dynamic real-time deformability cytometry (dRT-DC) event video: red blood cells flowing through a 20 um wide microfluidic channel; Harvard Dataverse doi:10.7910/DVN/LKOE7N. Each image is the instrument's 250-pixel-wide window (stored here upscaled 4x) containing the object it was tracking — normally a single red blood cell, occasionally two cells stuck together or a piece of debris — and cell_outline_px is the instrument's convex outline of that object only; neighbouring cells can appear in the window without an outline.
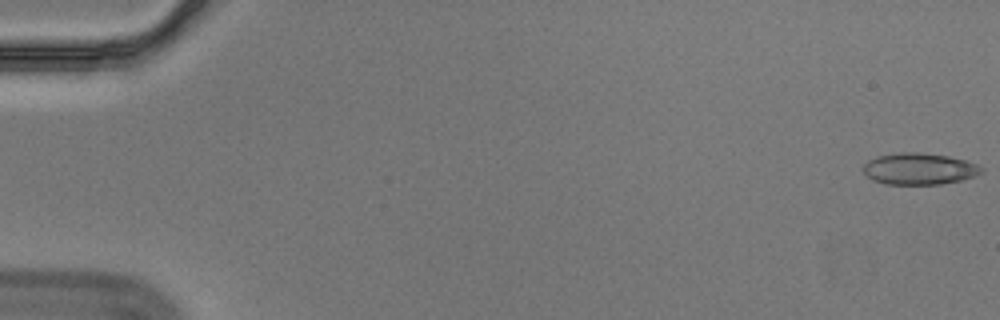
{"species": "Egyptian fruit bat (a non-hibernating species)", "species_latin": "Rousettus aegyptiacus", "temperature_condition": "cold", "stored_images_in_passage": 57, "camera_frame_rate_fps": 3000, "um_per_image_px": 0.085, "animal": {"sex": "male"}, "frame": {"image": 1, "passage_image": 1, "time_ms": 0.0, "image_size_px": [1000, 320], "cell_outline_px": [[984, 172], [960, 180], [940, 184], [884, 184], [872, 180], [864, 172], [864, 164], [868, 160], [876, 156], [900, 152], [916, 152], [948, 156], [964, 160], [976, 164], [984, 168]], "centroid_in_image_um": [78.11, 14.35], "position_along_channel_um": 6.9, "area_um2": 21.62}}
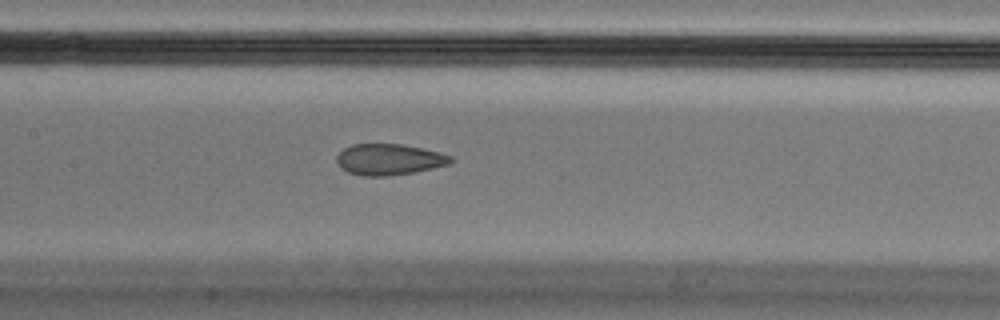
{"frame": {"image": 2, "passage_image": 28, "time_ms": 9.0, "image_size_px": [1000, 320], "cell_outline_px": [[456, 160], [448, 164], [432, 168], [412, 172], [388, 176], [364, 176], [348, 172], [340, 168], [336, 160], [336, 156], [344, 148], [352, 144], [404, 144], [440, 152], [452, 156]], "centroid_in_image_um": [33.07, 13.55], "position_along_channel_um": 174.3, "area_um2": 20.75}}
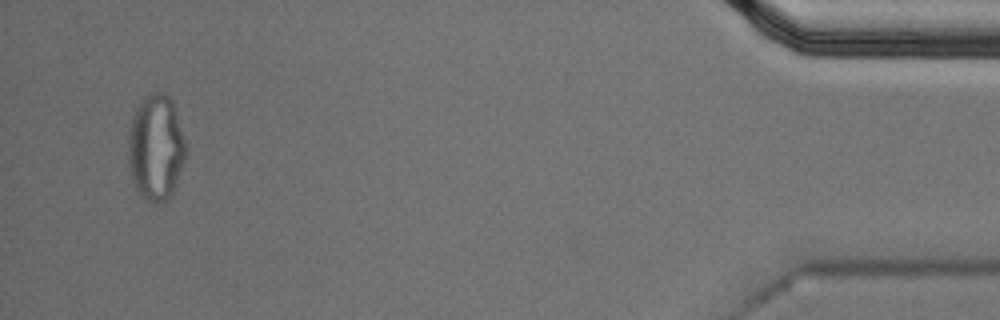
{"frame": {"image": 3, "passage_image": 55, "time_ms": 18.0, "image_size_px": [1000, 320], "cell_outline_px": [[188, 152], [172, 196], [156, 204], [152, 204], [136, 188], [132, 180], [128, 160], [128, 132], [132, 116], [136, 108], [144, 96], [148, 92], [160, 92], [168, 96], [172, 100], [188, 148]], "centroid_in_image_um": [13.26, 12.53], "position_along_channel_um": 421.9, "area_um2": 36.01}, "authors_computed_cell_mechanics": {"area_um2": 22.0796, "velocity_mm_per_s": 3.5652, "shape_relaxation_time_tau1_ms": null, "shape_relaxation_time_tau2_ms": 1.4826, "deformation_change_tau1": null, "deformation_change_tau2": 0.0741}}